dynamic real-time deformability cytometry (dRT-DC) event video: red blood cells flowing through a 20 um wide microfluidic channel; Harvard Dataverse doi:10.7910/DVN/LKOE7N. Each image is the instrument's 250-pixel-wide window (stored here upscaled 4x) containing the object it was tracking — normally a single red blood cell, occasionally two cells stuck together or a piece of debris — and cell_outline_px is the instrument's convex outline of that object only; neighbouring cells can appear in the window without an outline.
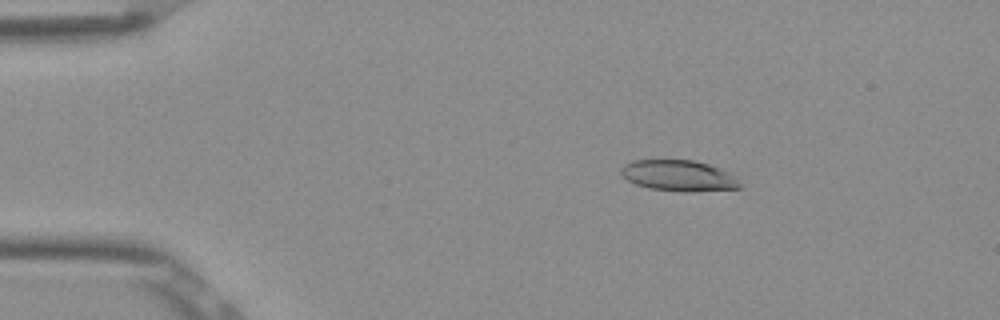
{"species": "Egyptian fruit bat (a non-hibernating species)", "species_latin": "Rousettus aegyptiacus", "temperature_condition": "room temperature", "stored_images_in_passage": 45, "camera_frame_rate_fps": 3000, "um_per_image_px": 0.085, "frame": {"image": 1, "passage_image": 2, "time_ms": 0.333, "image_size_px": [1000, 320], "cell_outline_px": [[740, 188], [684, 192], [648, 188], [636, 184], [628, 180], [620, 172], [620, 168], [624, 164], [632, 160], [692, 160], [708, 164], [720, 168], [728, 172], [740, 184]], "centroid_in_image_um": [57.64, 14.92], "position_along_channel_um": 27.4, "area_um2": 21.21}}
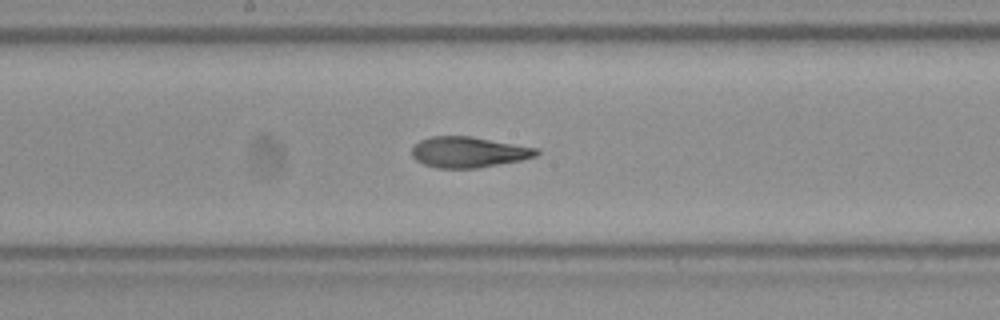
{"frame": {"image": 2, "passage_image": 21, "time_ms": 6.667, "image_size_px": [1000, 320], "cell_outline_px": [[540, 152], [536, 156], [520, 160], [480, 168], [436, 168], [424, 164], [416, 160], [412, 156], [412, 148], [420, 140], [432, 136], [472, 136], [540, 148]], "centroid_in_image_um": [39.85, 12.93], "position_along_channel_um": 208.3, "area_um2": 22.48}}
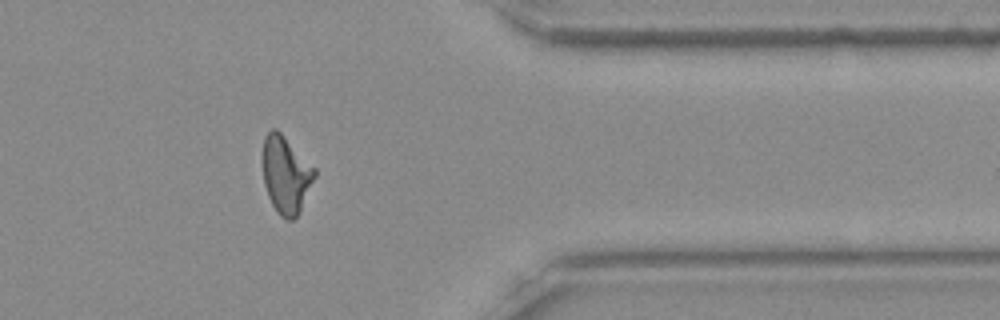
{"frame": {"image": 3, "passage_image": 36, "time_ms": 11.667, "image_size_px": [1000, 320], "cell_outline_px": [[316, 176], [300, 212], [292, 220], [288, 220], [280, 216], [276, 212], [268, 196], [264, 184], [260, 160], [264, 136], [272, 128], [276, 128], [316, 168]], "centroid_in_image_um": [24.27, 14.83], "position_along_channel_um": 387.1, "area_um2": 23.93}, "authors_computed_cell_mechanics": {"area_um2": 22.542, "velocity_mm_per_s": 3.8864, "shape_relaxation_time_tau1_ms": 5.6393, "shape_relaxation_time_tau2_ms": 1.7632, "deformation_change_tau1": 0.2254, "deformation_change_tau2": 0.1068}}